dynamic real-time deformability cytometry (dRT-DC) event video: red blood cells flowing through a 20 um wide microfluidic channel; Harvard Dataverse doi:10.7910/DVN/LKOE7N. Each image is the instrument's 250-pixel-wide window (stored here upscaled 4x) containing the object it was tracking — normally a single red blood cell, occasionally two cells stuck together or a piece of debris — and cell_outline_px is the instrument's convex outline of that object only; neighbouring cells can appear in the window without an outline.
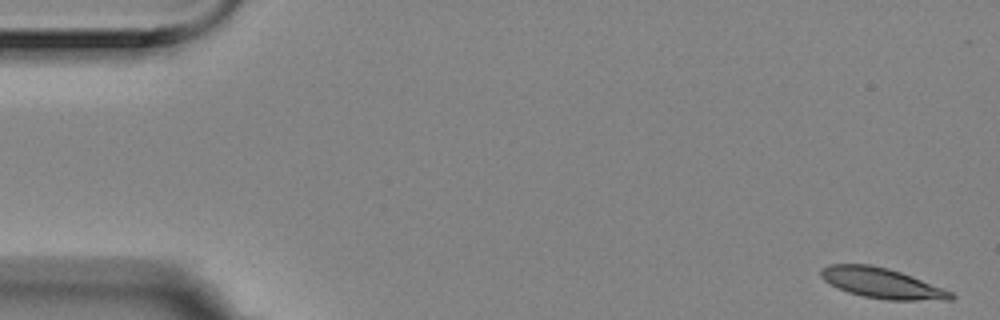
{"species": "Egyptian fruit bat (a non-hibernating species)", "species_latin": "Rousettus aegyptiacus", "temperature_condition": "room temperature", "stored_images_in_passage": 5, "camera_frame_rate_fps": 3000, "um_per_image_px": 0.085, "animal": {"sex": "female"}, "frame": {"image": 1, "passage_image": 1, "time_ms": 0.0, "image_size_px": [1000, 320], "cell_outline_px": [[956, 296], [952, 300], [888, 300], [864, 296], [848, 292], [836, 288], [824, 280], [820, 276], [820, 272], [828, 264], [868, 264], [888, 268], [912, 276], [944, 288], [952, 292]], "centroid_in_image_um": [74.98, 24.07], "position_along_channel_um": 10.0, "area_um2": 22.95}}